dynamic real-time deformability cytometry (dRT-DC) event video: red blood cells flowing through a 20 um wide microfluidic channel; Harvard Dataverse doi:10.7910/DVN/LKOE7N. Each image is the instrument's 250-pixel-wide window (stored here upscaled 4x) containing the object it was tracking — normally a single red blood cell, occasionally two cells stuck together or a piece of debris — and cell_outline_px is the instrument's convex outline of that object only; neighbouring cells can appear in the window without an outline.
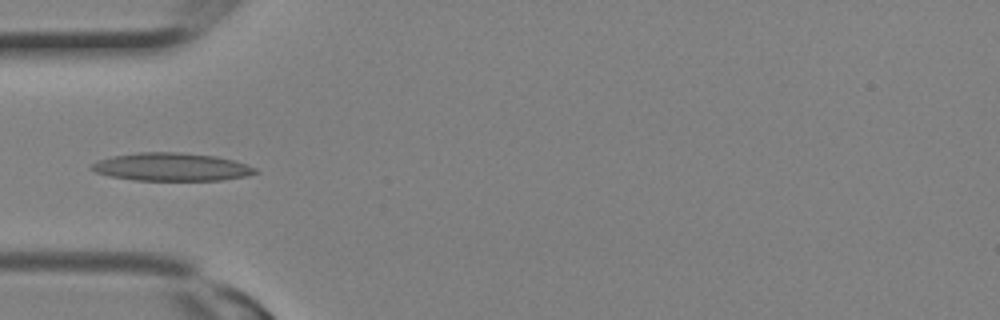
{"species": "Egyptian fruit bat (a non-hibernating species)", "species_latin": "Rousettus aegyptiacus", "temperature_condition": "room temperature", "stored_images_in_passage": 3, "camera_frame_rate_fps": 3000, "um_per_image_px": 0.085, "animal": {"sex": "female"}, "frame": {"image": 1, "passage_image": 3, "time_ms": 0.667, "image_size_px": [1000, 320], "cell_outline_px": [[260, 172], [244, 176], [224, 180], [136, 180], [108, 176], [96, 172], [88, 168], [92, 164], [100, 160], [112, 156], [140, 152], [180, 152], [216, 156], [232, 160], [256, 168]], "centroid_in_image_um": [14.56, 14.19], "position_along_channel_um": 70.4, "area_um2": 26.59}}